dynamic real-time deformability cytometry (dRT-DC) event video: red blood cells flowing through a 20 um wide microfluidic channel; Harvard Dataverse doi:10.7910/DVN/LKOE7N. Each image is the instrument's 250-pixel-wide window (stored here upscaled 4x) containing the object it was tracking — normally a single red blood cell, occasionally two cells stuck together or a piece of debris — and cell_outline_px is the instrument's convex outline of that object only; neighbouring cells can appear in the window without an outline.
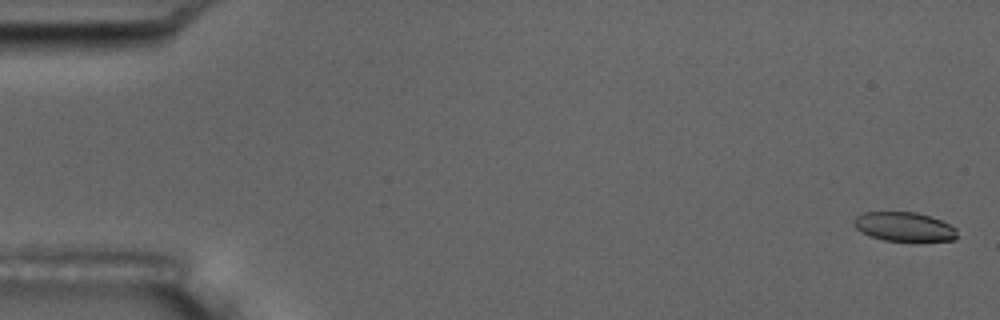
{"species": "common noctule bat (a hibernating species)", "species_latin": "Nyctalus noctula", "temperature_condition": "room temperature", "stored_images_in_passage": 6, "camera_frame_rate_fps": 3000, "um_per_image_px": 0.085, "animal": {"sex": "male", "body_mass_g": 17.5, "forearm_length_mm": 52.3}, "frame": {"image": 1, "passage_image": 1, "time_ms": 0.0, "image_size_px": [1000, 320], "cell_outline_px": [[956, 236], [952, 240], [912, 244], [884, 240], [868, 236], [860, 232], [852, 224], [852, 220], [856, 216], [864, 212], [916, 212], [940, 220], [956, 228]], "centroid_in_image_um": [76.82, 19.32], "position_along_channel_um": 8.2, "area_um2": 18.32}}
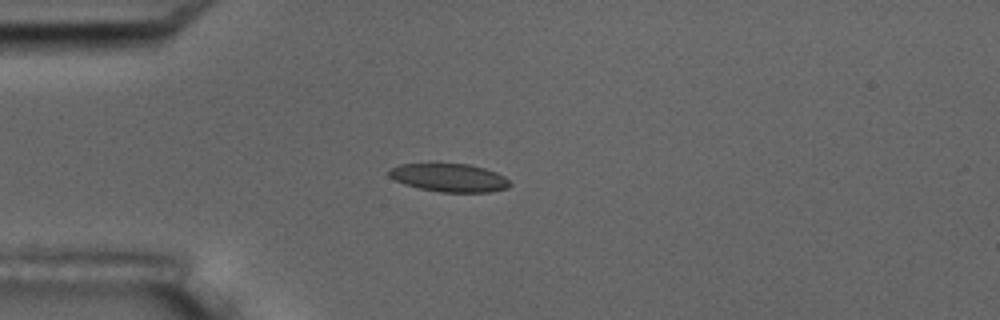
{"frame": {"image": 2, "passage_image": 5, "time_ms": 4.667, "image_size_px": [1000, 320], "cell_outline_px": [[512, 184], [508, 188], [488, 192], [440, 192], [420, 188], [404, 184], [388, 176], [388, 172], [392, 168], [400, 164], [468, 164], [484, 168], [496, 172], [504, 176]], "centroid_in_image_um": [38.21, 15.11], "position_along_channel_um": 46.8, "area_um2": 19.71}}
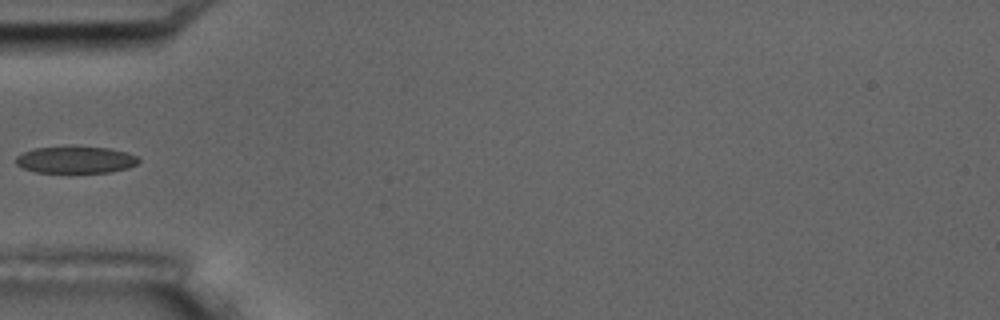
{"frame": {"image": 3, "passage_image": 6, "time_ms": 6.0, "image_size_px": [1000, 320], "cell_outline_px": [[140, 160], [136, 164], [128, 168], [108, 172], [36, 172], [24, 168], [16, 164], [16, 156], [32, 148], [108, 148], [128, 152], [136, 156]], "centroid_in_image_um": [6.44, 13.6], "position_along_channel_um": 78.6, "area_um2": 18.67}}